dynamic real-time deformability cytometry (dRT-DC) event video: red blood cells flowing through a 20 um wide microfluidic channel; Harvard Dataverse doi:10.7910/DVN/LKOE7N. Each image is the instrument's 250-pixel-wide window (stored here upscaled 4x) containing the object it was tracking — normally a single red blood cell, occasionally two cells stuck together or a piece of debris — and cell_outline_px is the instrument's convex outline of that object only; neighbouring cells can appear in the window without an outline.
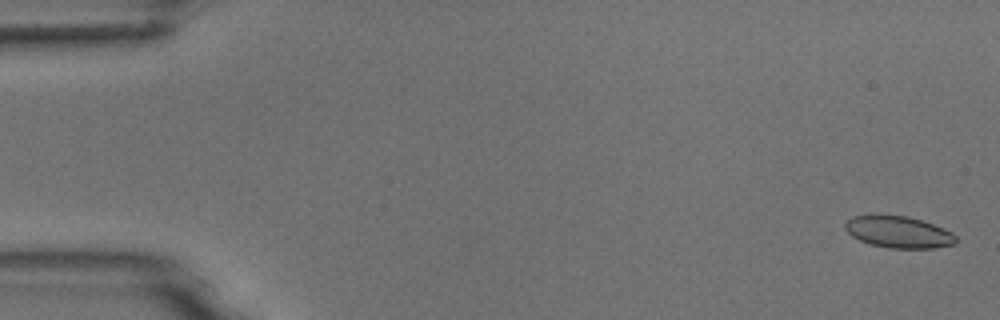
{"species": "common noctule bat (a hibernating species)", "species_latin": "Nyctalus noctula", "temperature_condition": "room temperature", "stored_images_in_passage": 6, "camera_frame_rate_fps": 3000, "um_per_image_px": 0.085, "animal": {"sex": "male", "body_mass_g": 18.8}, "frame": {"image": 1, "passage_image": 1, "time_ms": 0.0, "image_size_px": [1000, 320], "cell_outline_px": [[956, 244], [932, 248], [888, 248], [868, 244], [852, 236], [844, 228], [844, 224], [852, 216], [876, 212], [908, 216], [944, 228], [952, 232], [956, 236]], "centroid_in_image_um": [76.32, 19.68], "position_along_channel_um": 8.7, "area_um2": 21.1}}
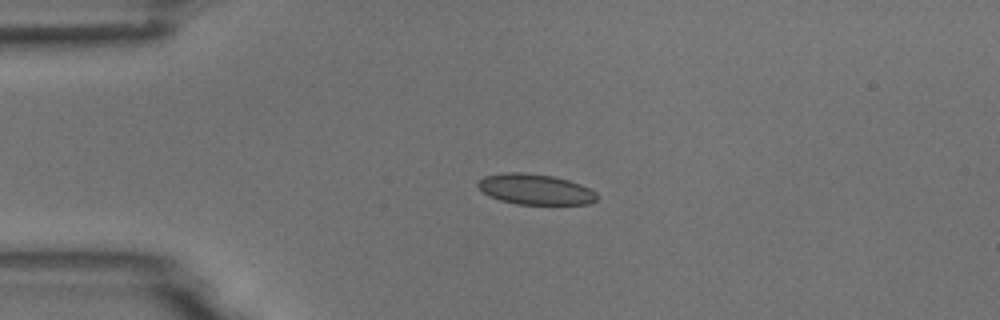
{"frame": {"image": 2, "passage_image": 4, "time_ms": 3.667, "image_size_px": [1000, 320], "cell_outline_px": [[600, 196], [592, 204], [516, 204], [500, 200], [488, 196], [476, 184], [484, 176], [508, 172], [524, 172], [552, 176], [568, 180], [580, 184], [596, 192]], "centroid_in_image_um": [45.52, 16.1], "position_along_channel_um": 39.5, "area_um2": 21.21}}